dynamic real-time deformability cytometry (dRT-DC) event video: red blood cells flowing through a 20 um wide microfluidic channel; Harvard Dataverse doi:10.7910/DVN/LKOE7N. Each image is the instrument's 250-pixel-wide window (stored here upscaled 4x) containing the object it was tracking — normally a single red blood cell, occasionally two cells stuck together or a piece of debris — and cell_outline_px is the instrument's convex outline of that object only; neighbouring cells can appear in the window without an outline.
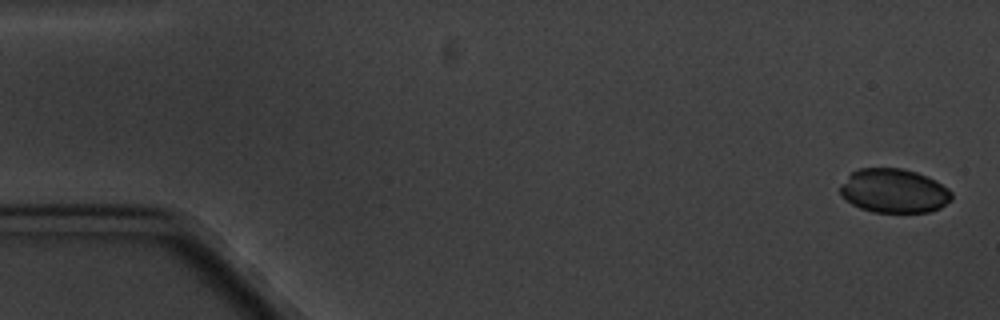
{"species": "common noctule bat (a hibernating species)", "species_latin": "Nyctalus noctula", "temperature_condition": "cold", "stored_images_in_passage": 6, "camera_frame_rate_fps": 3000, "um_per_image_px": 0.085, "animal": {"sex": "male", "body_mass_g": 20.1, "forearm_length_mm": 53.5}, "frame": {"image": 1, "passage_image": 1, "time_ms": 0.0, "image_size_px": [1000, 320], "cell_outline_px": [[952, 200], [940, 208], [932, 212], [872, 212], [860, 208], [852, 204], [840, 196], [840, 184], [852, 172], [860, 168], [900, 168], [916, 172], [928, 176], [936, 180], [948, 188], [952, 192]], "centroid_in_image_um": [76.0, 16.23], "position_along_channel_um": 9.0, "area_um2": 28.9}}